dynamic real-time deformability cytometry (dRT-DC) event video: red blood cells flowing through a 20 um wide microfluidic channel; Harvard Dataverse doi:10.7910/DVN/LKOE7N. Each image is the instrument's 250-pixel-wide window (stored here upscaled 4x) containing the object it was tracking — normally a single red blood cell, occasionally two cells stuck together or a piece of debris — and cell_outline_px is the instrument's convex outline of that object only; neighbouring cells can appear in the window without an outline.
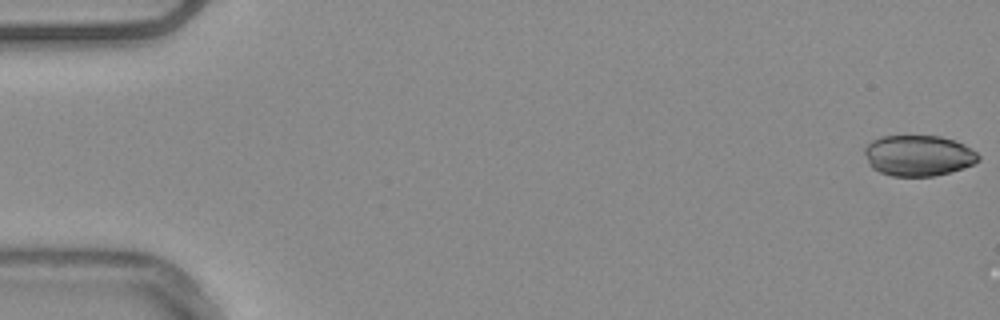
{"species": "common noctule bat (a hibernating species)", "species_latin": "Nyctalus noctula", "temperature_condition": "warm", "stored_images_in_passage": 27, "camera_frame_rate_fps": 3000, "um_per_image_px": 0.085, "animal": {"sex": "male", "body_mass_g": 20.4}, "frame": {"image": 1, "passage_image": 1, "time_ms": 0.0, "image_size_px": [1000, 320], "cell_outline_px": [[980, 160], [972, 164], [936, 176], [892, 176], [880, 172], [872, 168], [868, 164], [864, 152], [864, 148], [872, 140], [880, 136], [940, 136], [964, 144], [976, 152], [980, 156]], "centroid_in_image_um": [78.03, 13.22], "position_along_channel_um": 7.0, "area_um2": 26.99}}
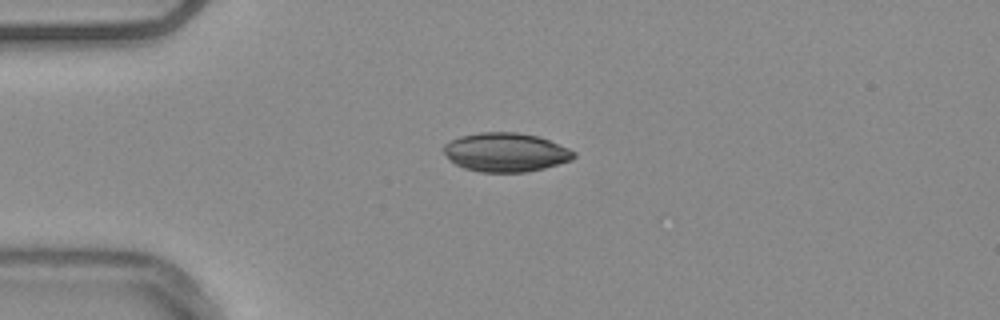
{"frame": {"image": 2, "passage_image": 14, "time_ms": 4.333, "image_size_px": [1000, 320], "cell_outline_px": [[576, 156], [572, 160], [544, 168], [524, 172], [480, 172], [464, 168], [456, 164], [444, 152], [444, 144], [460, 136], [480, 132], [516, 132], [536, 136], [548, 140], [568, 148], [576, 152]], "centroid_in_image_um": [43.0, 12.94], "position_along_channel_um": 42.0, "area_um2": 29.25}}
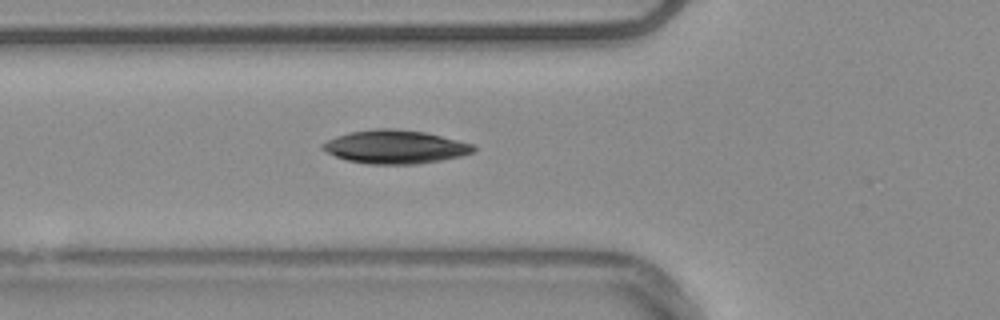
{"frame": {"image": 3, "passage_image": 20, "time_ms": 6.333, "image_size_px": [1000, 320], "cell_outline_px": [[476, 148], [472, 152], [460, 156], [440, 160], [416, 164], [368, 164], [348, 160], [336, 156], [320, 148], [320, 144], [336, 136], [348, 132], [376, 128], [396, 128], [424, 132], [476, 144]], "centroid_in_image_um": [33.58, 12.47], "position_along_channel_um": 92.2, "area_um2": 29.42}}